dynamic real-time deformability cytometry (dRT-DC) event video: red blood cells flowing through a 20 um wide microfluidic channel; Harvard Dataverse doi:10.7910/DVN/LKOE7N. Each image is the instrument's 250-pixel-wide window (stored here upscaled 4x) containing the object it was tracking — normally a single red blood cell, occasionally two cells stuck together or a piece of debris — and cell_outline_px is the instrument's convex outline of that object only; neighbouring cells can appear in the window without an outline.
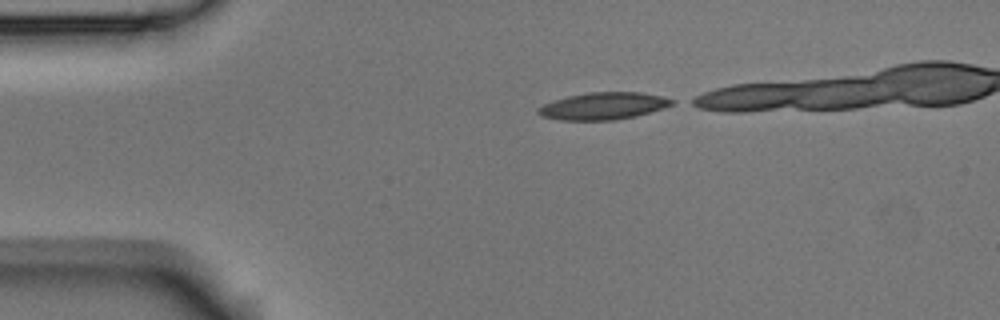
{"species": "Egyptian fruit bat (a non-hibernating species)", "species_latin": "Rousettus aegyptiacus", "temperature_condition": "room temperature", "stored_images_in_passage": 33, "camera_frame_rate_fps": 3000, "um_per_image_px": 0.085, "animal": {"sex": "male"}, "frame": {"image": 1, "passage_image": 1, "time_ms": 0.0, "image_size_px": [1000, 320], "cell_outline_px": [[676, 104], [664, 108], [636, 116], [616, 120], [560, 120], [540, 116], [536, 112], [536, 108], [544, 104], [568, 96], [588, 92], [640, 92], [664, 96], [676, 100]], "centroid_in_image_um": [51.32, 9.01], "position_along_channel_um": 33.7, "area_um2": 21.39}}
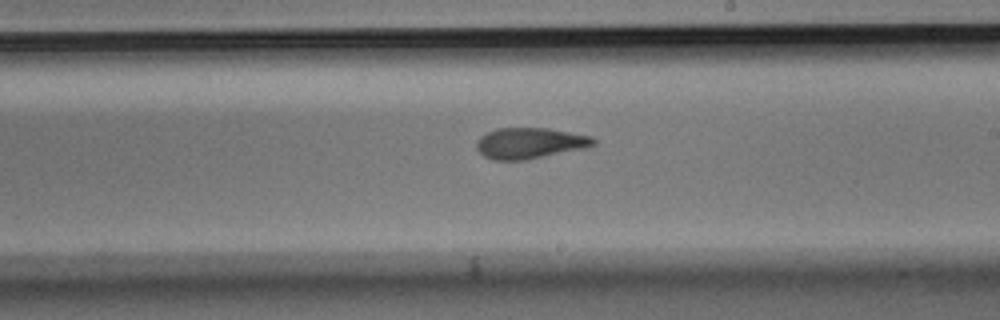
{"frame": {"image": 2, "passage_image": 21, "time_ms": 6.667, "image_size_px": [1000, 320], "cell_outline_px": [[596, 144], [584, 148], [528, 160], [492, 160], [484, 156], [476, 148], [476, 140], [480, 136], [496, 128], [548, 128], [592, 136], [596, 140]], "centroid_in_image_um": [45.02, 12.17], "position_along_channel_um": 244.0, "area_um2": 21.21}}
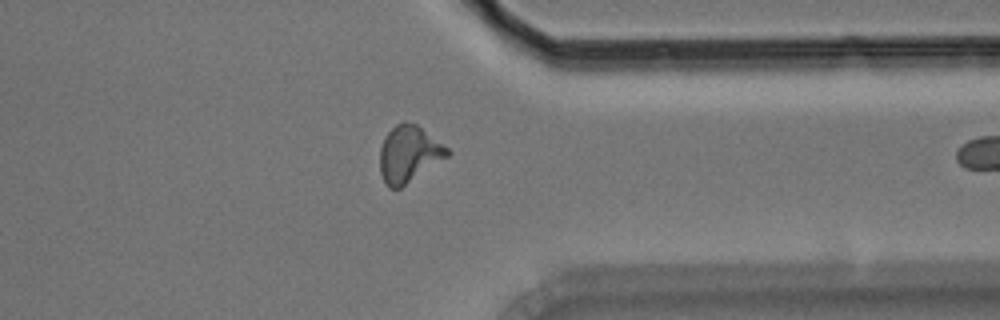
{"frame": {"image": 3, "passage_image": 32, "time_ms": 10.333, "image_size_px": [1000, 320], "cell_outline_px": [[452, 152], [448, 156], [400, 188], [388, 188], [380, 172], [380, 148], [384, 136], [396, 124], [404, 120], [416, 124], [448, 148]], "centroid_in_image_um": [34.73, 13.08], "position_along_channel_um": 376.7, "area_um2": 22.02}}